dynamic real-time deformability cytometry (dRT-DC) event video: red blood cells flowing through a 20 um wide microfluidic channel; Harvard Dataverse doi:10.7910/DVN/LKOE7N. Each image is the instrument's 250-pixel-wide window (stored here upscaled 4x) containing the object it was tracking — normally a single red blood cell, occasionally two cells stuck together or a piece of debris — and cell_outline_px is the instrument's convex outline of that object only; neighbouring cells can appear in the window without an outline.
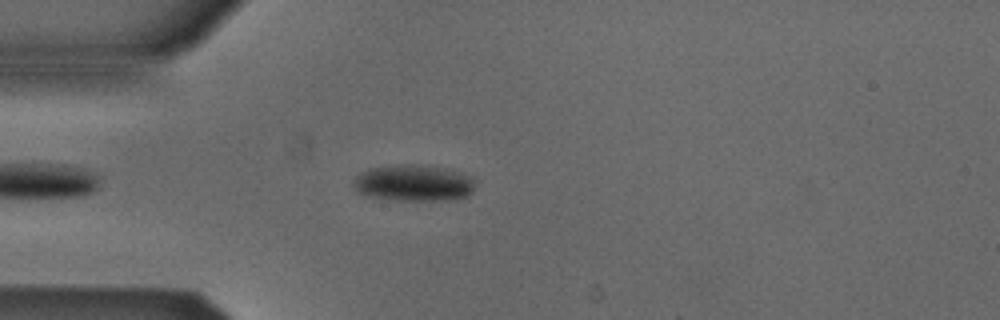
{"species": "Egyptian fruit bat (a non-hibernating species)", "species_latin": "Rousettus aegyptiacus", "temperature_condition": "cold", "stored_images_in_passage": 43, "camera_frame_rate_fps": 3000, "um_per_image_px": 0.085, "animal": {"sex": "male"}, "frame": {"image": 1, "passage_image": 5, "time_ms": 1.333, "image_size_px": [1000, 320], "cell_outline_px": [[472, 192], [468, 196], [456, 200], [396, 200], [368, 196], [356, 192], [352, 184], [356, 176], [360, 172], [368, 168], [444, 168], [460, 172], [472, 176]], "centroid_in_image_um": [35.15, 15.63], "position_along_channel_um": 49.8, "area_um2": 24.74}}
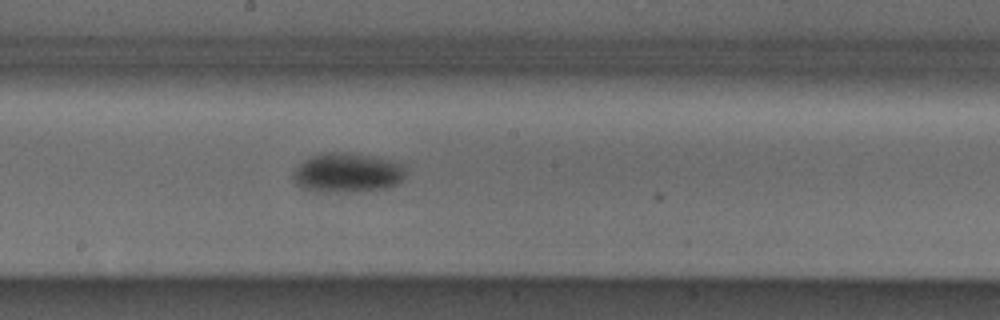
{"frame": {"image": 2, "passage_image": 19, "time_ms": 6.0, "image_size_px": [1000, 320], "cell_outline_px": [[408, 164], [404, 176], [396, 184], [384, 188], [360, 192], [320, 192], [304, 188], [296, 184], [292, 176], [292, 172], [304, 160], [312, 156], [324, 152], [344, 152], [368, 156]], "centroid_in_image_um": [29.53, 14.69], "position_along_channel_um": 218.7, "area_um2": 26.01}}
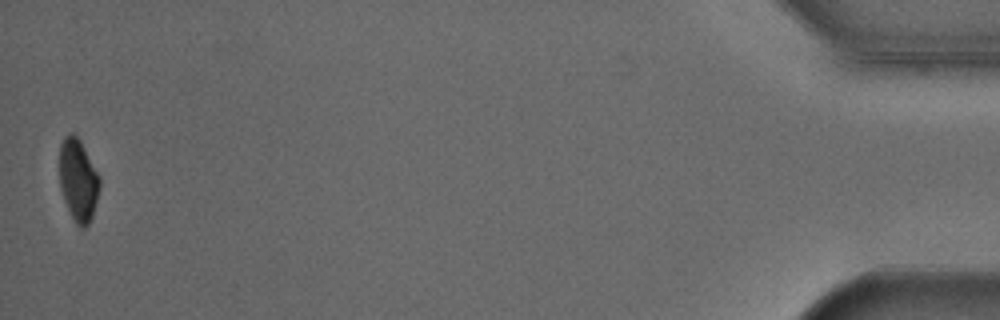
{"frame": {"image": 3, "passage_image": 43, "time_ms": 14.0, "image_size_px": [1000, 320], "cell_outline_px": [[100, 188], [92, 216], [88, 224], [84, 228], [80, 228], [76, 224], [64, 200], [60, 188], [60, 144], [64, 136], [72, 132], [80, 140], [100, 176]], "centroid_in_image_um": [6.65, 15.3], "position_along_channel_um": 428.5, "area_um2": 19.19}, "authors_computed_cell_mechanics": {"area_um2": 23.9292, "velocity_mm_per_s": 3.8605, "shape_relaxation_time_tau1_ms": 2.7998, "shape_relaxation_time_tau2_ms": null, "deformation_change_tau1": 0.0873, "deformation_change_tau2": null}}